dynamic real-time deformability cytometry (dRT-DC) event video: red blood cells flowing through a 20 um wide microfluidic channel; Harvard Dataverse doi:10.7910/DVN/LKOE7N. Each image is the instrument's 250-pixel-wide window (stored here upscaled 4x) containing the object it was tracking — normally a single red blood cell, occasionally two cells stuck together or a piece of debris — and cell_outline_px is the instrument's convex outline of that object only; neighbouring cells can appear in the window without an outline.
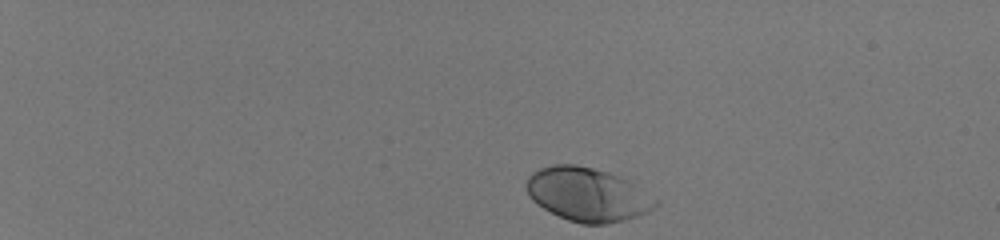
{"species": "human", "species_latin": "Homo sapiens", "temperature_condition": "room temperature", "stored_images_in_passage": 40, "camera_frame_rate_fps": 3000, "um_per_image_px": 0.085, "donor": {"sex": "male"}, "frame": {"image": 1, "passage_image": 1, "time_ms": 0.0, "image_size_px": [1000, 240], "cell_outline_px": [[660, 204], [648, 212], [624, 220], [608, 224], [580, 224], [568, 220], [544, 208], [532, 200], [528, 196], [528, 176], [532, 172], [540, 168], [552, 164], [576, 164], [608, 172], [620, 176], [628, 180], [660, 200]], "centroid_in_image_um": [49.98, 16.53], "position_along_channel_um": 35.0, "area_um2": 40.4}}
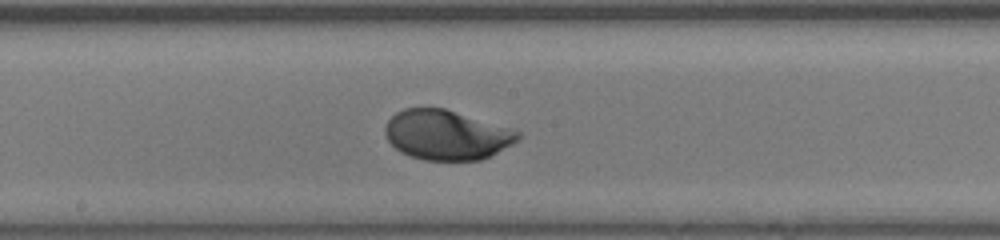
{"frame": {"image": 2, "passage_image": 23, "time_ms": 7.333, "image_size_px": [1000, 240], "cell_outline_px": [[520, 140], [480, 160], [424, 160], [408, 156], [400, 152], [388, 140], [384, 132], [384, 128], [388, 120], [396, 112], [404, 108], [444, 108], [508, 128], [520, 132]], "centroid_in_image_um": [37.91, 11.47], "position_along_channel_um": 210.3, "area_um2": 38.15}}
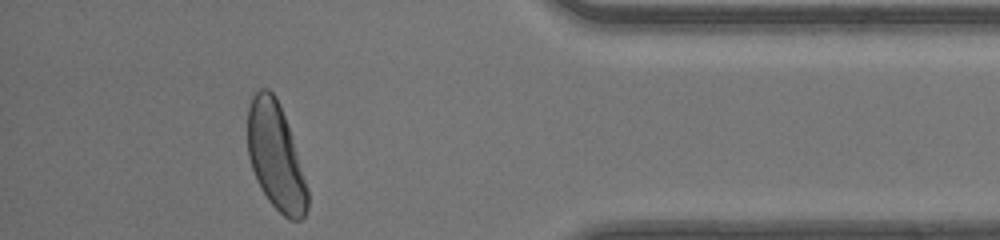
{"frame": {"image": 3, "passage_image": 39, "time_ms": 12.667, "image_size_px": [1000, 240], "cell_outline_px": [[308, 208], [304, 216], [300, 220], [288, 220], [268, 200], [260, 188], [256, 180], [248, 156], [248, 108], [252, 96], [260, 88], [268, 88], [276, 96], [284, 116], [308, 188]], "centroid_in_image_um": [23.42, 13.32], "position_along_channel_um": 411.8, "area_um2": 36.93}, "authors_computed_cell_mechanics": {"area_um2": 38.3503, "velocity_mm_per_s": 4.1576, "shape_relaxation_time_tau1_ms": 1.7562, "shape_relaxation_time_tau2_ms": null, "deformation_change_tau1": 0.1477, "deformation_change_tau2": null}}